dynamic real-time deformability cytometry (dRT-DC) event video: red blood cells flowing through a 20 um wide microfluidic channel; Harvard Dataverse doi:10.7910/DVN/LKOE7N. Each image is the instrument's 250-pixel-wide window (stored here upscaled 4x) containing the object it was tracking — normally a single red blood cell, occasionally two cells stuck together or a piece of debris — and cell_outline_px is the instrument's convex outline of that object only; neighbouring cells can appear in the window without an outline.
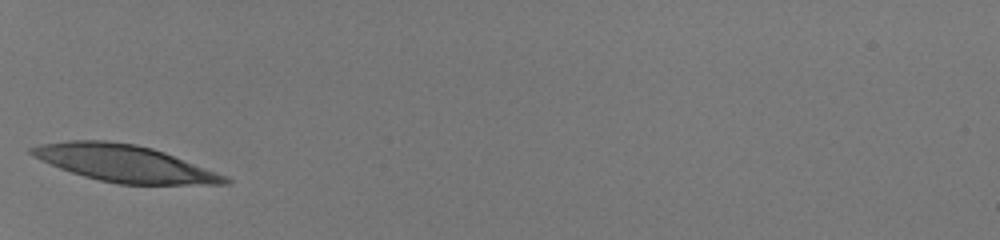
{"species": "human", "species_latin": "Homo sapiens", "temperature_condition": "room temperature", "stored_images_in_passage": 21, "camera_frame_rate_fps": 3000, "um_per_image_px": 0.085, "donor": {"sex": "male"}, "frame": {"image": 1, "passage_image": 1, "time_ms": 0.0, "image_size_px": [1000, 240], "cell_outline_px": [[232, 180], [228, 184], [120, 184], [100, 180], [84, 176], [60, 168], [40, 160], [32, 156], [28, 152], [28, 148], [44, 144], [68, 140], [104, 140], [136, 144], [152, 148], [164, 152], [228, 176]], "centroid_in_image_um": [10.58, 13.88], "position_along_channel_um": 74.4, "area_um2": 41.21}}
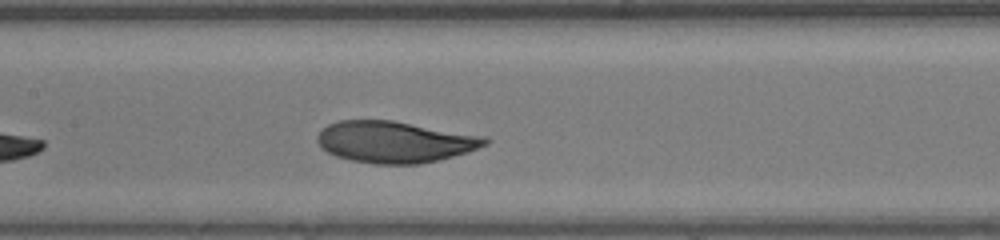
{"frame": {"image": 2, "passage_image": 9, "time_ms": 2.667, "image_size_px": [1000, 240], "cell_outline_px": [[492, 140], [488, 144], [468, 152], [440, 160], [420, 164], [372, 164], [352, 160], [336, 156], [320, 148], [316, 140], [316, 136], [328, 124], [340, 120], [392, 120], [488, 136]], "centroid_in_image_um": [33.6, 12.06], "position_along_channel_um": 173.8, "area_um2": 41.04}}
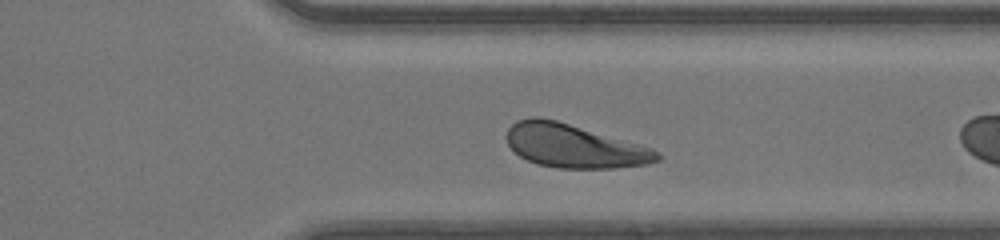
{"frame": {"image": 3, "passage_image": 20, "time_ms": 6.333, "image_size_px": [1000, 240], "cell_outline_px": [[660, 160], [648, 164], [616, 168], [556, 168], [536, 164], [520, 156], [508, 144], [504, 136], [508, 128], [516, 120], [532, 116], [536, 116], [556, 120], [652, 148], [660, 156]], "centroid_in_image_um": [48.74, 12.41], "position_along_channel_um": 362.7, "area_um2": 38.03}}